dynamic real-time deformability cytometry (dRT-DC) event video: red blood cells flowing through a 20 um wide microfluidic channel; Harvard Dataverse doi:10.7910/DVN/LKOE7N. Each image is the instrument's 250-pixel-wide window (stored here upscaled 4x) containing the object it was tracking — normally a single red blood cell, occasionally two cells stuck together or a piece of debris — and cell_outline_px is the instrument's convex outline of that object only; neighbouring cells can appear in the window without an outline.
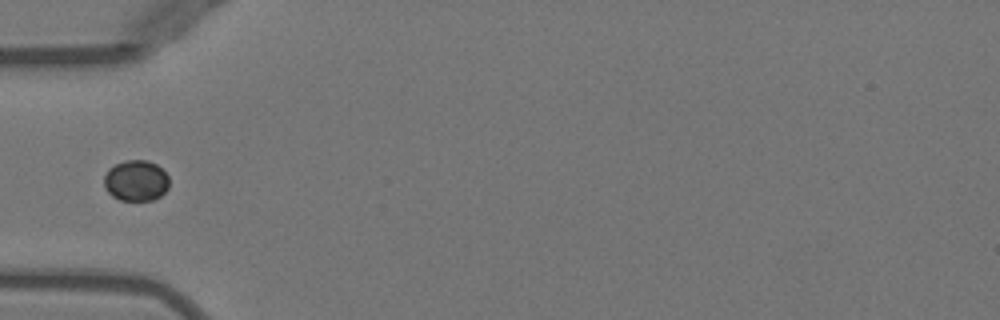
{"species": "Egyptian fruit bat (a non-hibernating species)", "species_latin": "Rousettus aegyptiacus", "temperature_condition": "warm", "stored_images_in_passage": 27, "camera_frame_rate_fps": 3000, "um_per_image_px": 0.085, "animal": {"sex": "female"}, "frame": {"image": 1, "passage_image": 1, "time_ms": 0.0, "image_size_px": [1000, 320], "cell_outline_px": [[168, 188], [160, 196], [152, 200], [120, 200], [112, 196], [104, 188], [104, 176], [108, 168], [124, 160], [148, 160], [156, 164], [168, 176]], "centroid_in_image_um": [11.53, 15.35], "position_along_channel_um": 73.5, "area_um2": 15.55}}
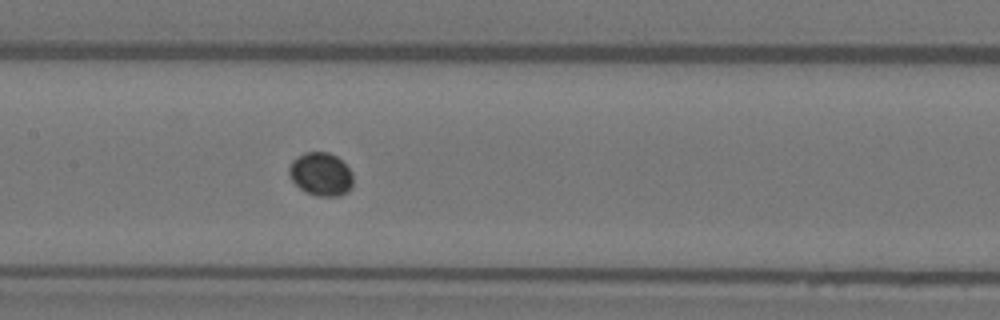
{"frame": {"image": 2, "passage_image": 9, "time_ms": 2.667, "image_size_px": [1000, 320], "cell_outline_px": [[352, 188], [348, 192], [340, 196], [316, 196], [300, 188], [292, 180], [288, 172], [288, 168], [292, 160], [296, 156], [304, 152], [328, 152], [336, 156], [352, 172]], "centroid_in_image_um": [27.27, 14.8], "position_along_channel_um": 180.1, "area_um2": 16.18}}
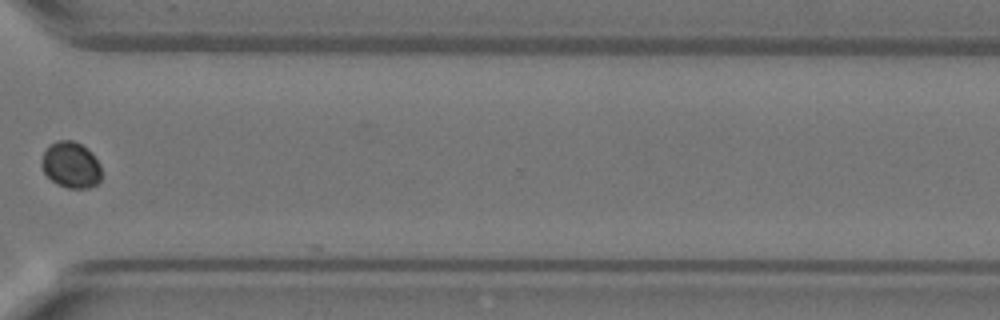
{"frame": {"image": 3, "passage_image": 23, "time_ms": 7.333, "image_size_px": [1000, 320], "cell_outline_px": [[100, 180], [96, 184], [88, 188], [68, 188], [56, 184], [44, 172], [40, 164], [40, 160], [48, 144], [56, 140], [72, 140], [88, 148], [92, 152], [100, 164]], "centroid_in_image_um": [6.0, 14.0], "position_along_channel_um": 364.6, "area_um2": 16.3}}